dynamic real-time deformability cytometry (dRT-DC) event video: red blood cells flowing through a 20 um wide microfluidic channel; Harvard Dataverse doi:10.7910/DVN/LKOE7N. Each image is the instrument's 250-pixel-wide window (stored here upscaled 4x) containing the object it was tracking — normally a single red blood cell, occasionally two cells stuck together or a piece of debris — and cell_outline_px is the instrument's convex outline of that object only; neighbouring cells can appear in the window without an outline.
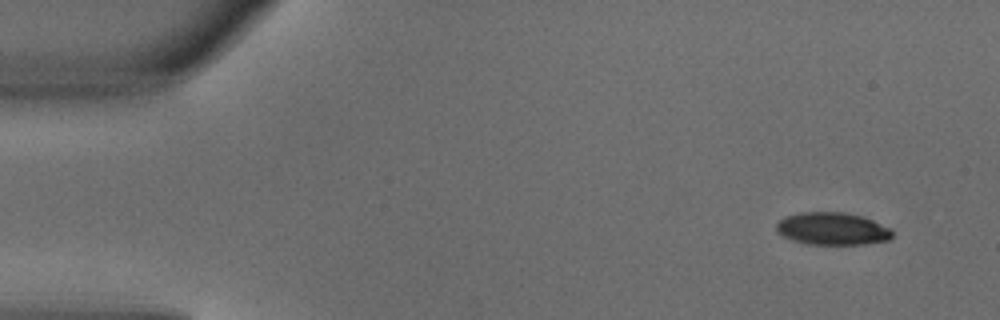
{"species": "common noctule bat (a hibernating species)", "species_latin": "Nyctalus noctula", "temperature_condition": "warm", "stored_images_in_passage": 3, "camera_frame_rate_fps": 3000, "um_per_image_px": 0.085, "animal": {"sex": "male", "body_mass_g": 18.8}, "frame": {"image": 1, "passage_image": 1, "time_ms": 0.0, "image_size_px": [1000, 320], "cell_outline_px": [[892, 236], [888, 240], [864, 244], [808, 244], [792, 240], [776, 232], [776, 224], [780, 220], [788, 216], [800, 212], [844, 212], [864, 216], [892, 228]], "centroid_in_image_um": [70.77, 19.43], "position_along_channel_um": 14.2, "area_um2": 22.02}}